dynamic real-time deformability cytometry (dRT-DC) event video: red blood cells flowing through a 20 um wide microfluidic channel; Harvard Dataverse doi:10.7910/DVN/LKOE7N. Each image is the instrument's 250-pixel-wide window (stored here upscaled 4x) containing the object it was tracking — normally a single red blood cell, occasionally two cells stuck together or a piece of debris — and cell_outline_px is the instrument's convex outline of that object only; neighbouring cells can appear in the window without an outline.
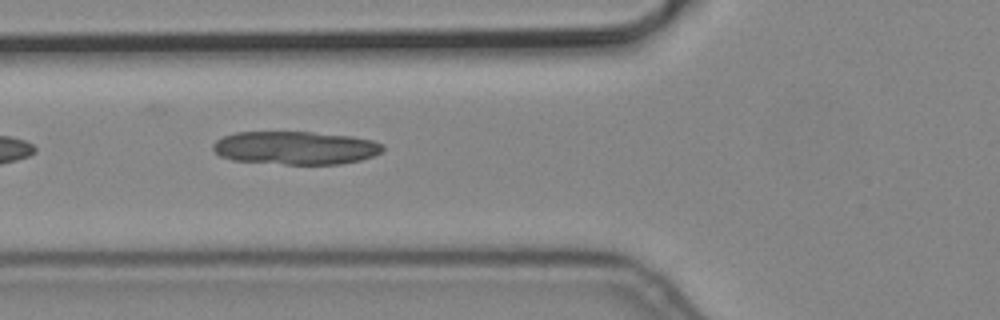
{"species": "common noctule bat (a hibernating species)", "species_latin": "Nyctalus noctula", "temperature_condition": "cold", "stored_images_in_passage": 4, "camera_frame_rate_fps": 3000, "um_per_image_px": 0.085, "animal": {"sex": "male", "body_mass_g": 19.2, "forearm_length_mm": 51.8}, "frame": {"image": 1, "passage_image": 3, "time_ms": 0.667, "image_size_px": [1000, 320], "cell_outline_px": [[384, 148], [380, 152], [372, 156], [360, 160], [340, 164], [284, 164], [232, 160], [220, 156], [212, 148], [212, 144], [216, 140], [224, 136], [236, 132], [312, 132], [352, 136], [372, 140], [384, 144]], "centroid_in_image_um": [25.11, 12.56], "position_along_channel_um": 100.7, "area_um2": 32.89}}
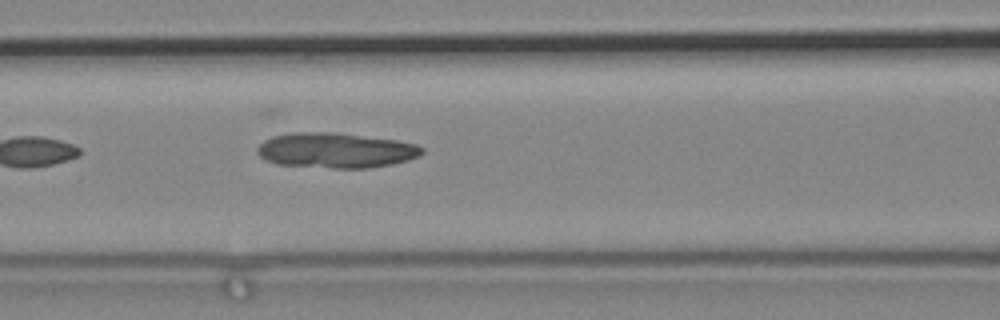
{"frame": {"image": 2, "passage_image": 4, "time_ms": 1.0, "image_size_px": [1000, 320], "cell_outline_px": [[424, 152], [420, 156], [408, 160], [392, 164], [368, 168], [332, 168], [276, 164], [260, 156], [256, 152], [256, 148], [264, 140], [272, 136], [292, 132], [332, 132], [396, 140], [416, 144], [424, 148]], "centroid_in_image_um": [28.54, 12.78], "position_along_channel_um": 138.1, "area_um2": 33.81}}